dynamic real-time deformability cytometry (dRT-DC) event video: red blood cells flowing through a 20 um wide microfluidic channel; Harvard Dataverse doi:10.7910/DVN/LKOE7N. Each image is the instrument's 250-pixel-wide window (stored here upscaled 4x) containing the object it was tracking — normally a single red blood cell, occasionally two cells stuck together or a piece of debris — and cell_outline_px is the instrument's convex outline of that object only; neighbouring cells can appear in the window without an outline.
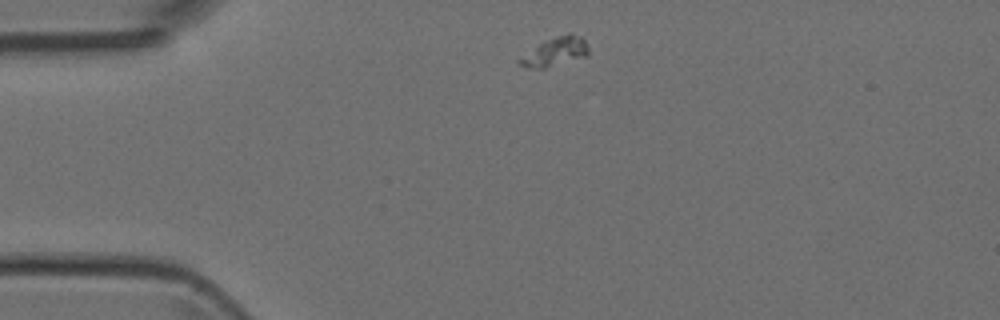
{"species": "Egyptian fruit bat (a non-hibernating species)", "species_latin": "Rousettus aegyptiacus", "temperature_condition": "room temperature", "stored_images_in_passage": 2, "camera_frame_rate_fps": 3000, "um_per_image_px": 0.085, "animal": {"sex": "female"}, "frame": {"image": 1, "passage_image": 1, "time_ms": 0.0, "image_size_px": [1000, 320], "cell_outline_px": [[588, 56], [544, 68], [528, 68], [520, 64], [516, 60], [540, 44], [556, 36], [568, 32], [580, 36], [584, 40], [588, 48]], "centroid_in_image_um": [47.22, 4.4], "position_along_channel_um": 37.8, "area_um2": 11.27}}